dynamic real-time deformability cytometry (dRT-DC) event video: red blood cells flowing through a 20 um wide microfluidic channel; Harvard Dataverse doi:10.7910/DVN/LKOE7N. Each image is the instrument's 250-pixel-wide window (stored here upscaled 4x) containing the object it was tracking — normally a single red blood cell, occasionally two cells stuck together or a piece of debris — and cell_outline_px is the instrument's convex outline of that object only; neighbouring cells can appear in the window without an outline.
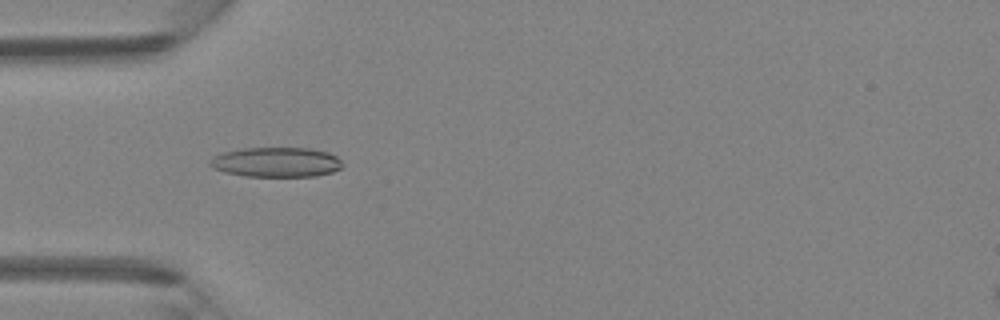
{"species": "Egyptian fruit bat (a non-hibernating species)", "species_latin": "Rousettus aegyptiacus", "temperature_condition": "room temperature", "stored_images_in_passage": 47, "camera_frame_rate_fps": 3000, "um_per_image_px": 0.085, "animal": {"sex": "female"}, "frame": {"image": 1, "passage_image": 15, "time_ms": 4.667, "image_size_px": [1000, 320], "cell_outline_px": [[344, 164], [340, 168], [332, 172], [316, 176], [244, 176], [224, 172], [212, 168], [208, 164], [208, 160], [212, 156], [224, 152], [244, 148], [312, 148], [328, 152], [336, 156]], "centroid_in_image_um": [23.45, 13.78], "position_along_channel_um": 61.5, "area_um2": 23.18}}
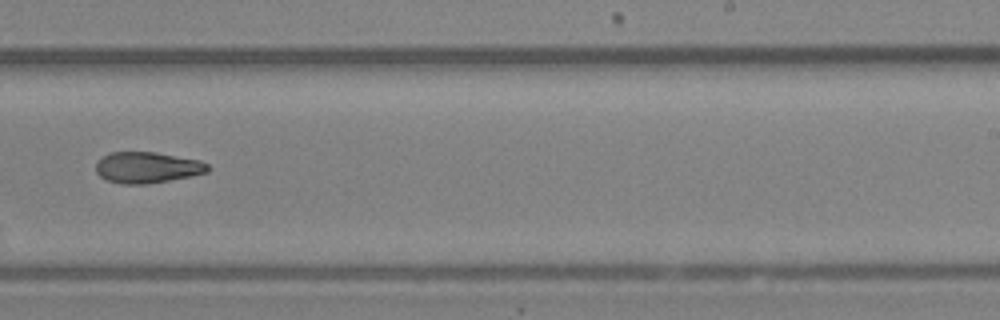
{"frame": {"image": 2, "passage_image": 30, "time_ms": 9.667, "image_size_px": [1000, 320], "cell_outline_px": [[208, 172], [192, 176], [148, 184], [120, 184], [108, 180], [100, 176], [96, 172], [96, 164], [100, 156], [108, 152], [156, 152], [200, 160], [208, 164]], "centroid_in_image_um": [12.49, 14.23], "position_along_channel_um": 276.5, "area_um2": 20.46}}
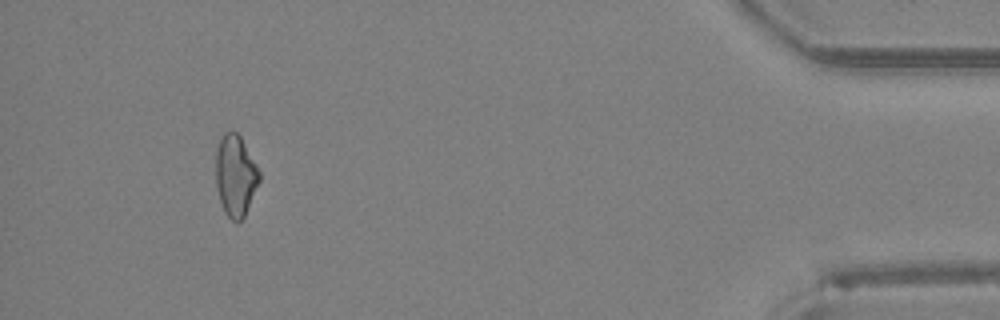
{"frame": {"image": 3, "passage_image": 44, "time_ms": 14.333, "image_size_px": [1000, 320], "cell_outline_px": [[260, 180], [244, 216], [240, 220], [232, 220], [224, 212], [220, 200], [216, 184], [216, 148], [224, 132], [236, 132], [240, 136], [256, 164], [260, 172]], "centroid_in_image_um": [20.01, 14.91], "position_along_channel_um": 415.2, "area_um2": 20.29}}